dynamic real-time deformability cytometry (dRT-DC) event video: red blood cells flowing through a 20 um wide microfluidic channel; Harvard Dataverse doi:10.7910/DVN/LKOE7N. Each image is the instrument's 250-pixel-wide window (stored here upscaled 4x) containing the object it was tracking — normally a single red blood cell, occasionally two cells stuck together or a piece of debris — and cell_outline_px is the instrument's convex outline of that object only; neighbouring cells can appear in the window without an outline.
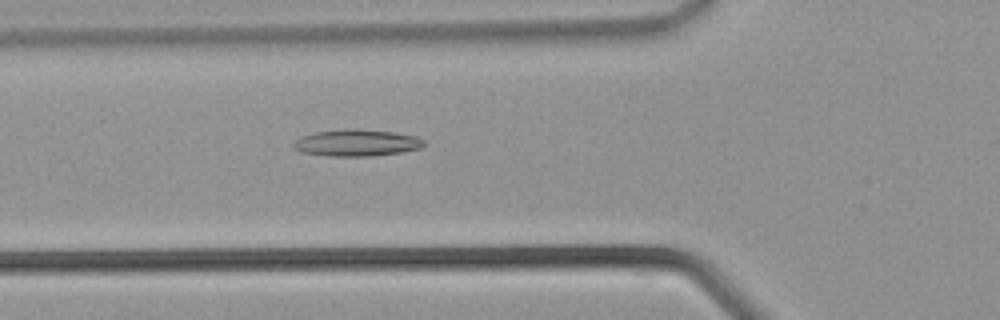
{"species": "common noctule bat (a hibernating species)", "species_latin": "Nyctalus noctula", "temperature_condition": "warm", "stored_images_in_passage": 27, "camera_frame_rate_fps": 3000, "um_per_image_px": 0.085, "animal": {"sex": "male", "body_mass_g": 21.5, "forearm_length_mm": 52.0}, "frame": {"image": 1, "passage_image": 4, "time_ms": 1.0, "image_size_px": [1000, 320], "cell_outline_px": [[424, 144], [420, 148], [400, 152], [372, 156], [328, 156], [304, 152], [292, 148], [292, 144], [296, 140], [304, 136], [316, 132], [344, 128], [352, 128], [392, 132], [416, 136], [424, 140]], "centroid_in_image_um": [30.31, 12.13], "position_along_channel_um": 95.5, "area_um2": 20.17}}
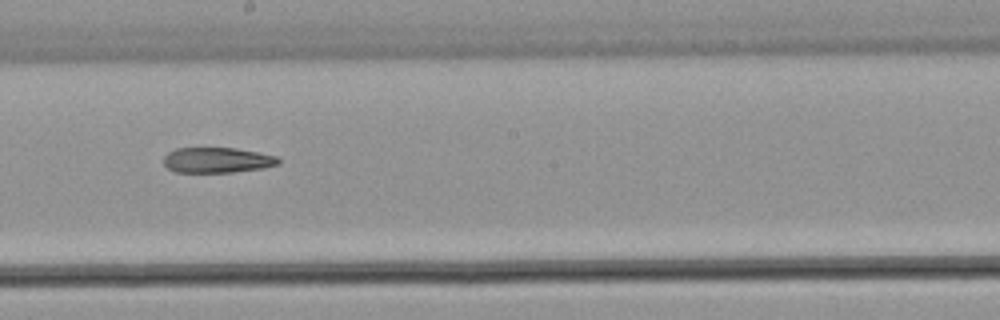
{"frame": {"image": 2, "passage_image": 11, "time_ms": 3.333, "image_size_px": [1000, 320], "cell_outline_px": [[280, 164], [264, 168], [232, 172], [176, 172], [168, 168], [164, 164], [164, 156], [168, 152], [176, 148], [236, 148], [276, 156], [280, 160]], "centroid_in_image_um": [18.46, 13.61], "position_along_channel_um": 229.7, "area_um2": 16.94}}
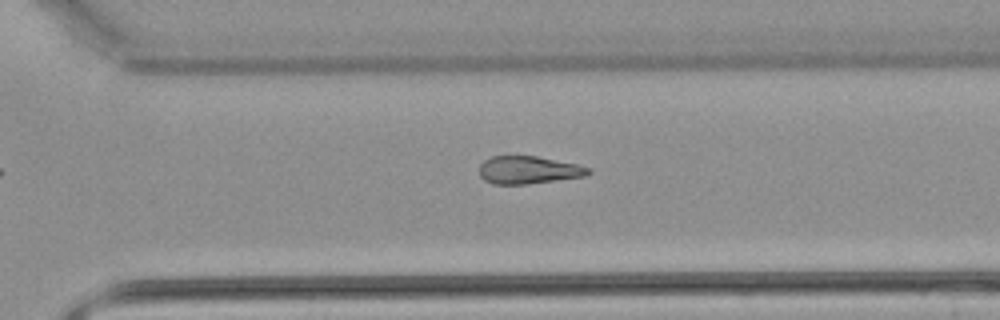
{"frame": {"image": 3, "passage_image": 16, "time_ms": 5.0, "image_size_px": [1000, 320], "cell_outline_px": [[592, 172], [584, 176], [528, 184], [492, 184], [484, 180], [480, 176], [480, 164], [484, 160], [492, 156], [536, 156], [576, 164], [592, 168]], "centroid_in_image_um": [44.91, 14.45], "position_along_channel_um": 325.7, "area_um2": 17.57}}